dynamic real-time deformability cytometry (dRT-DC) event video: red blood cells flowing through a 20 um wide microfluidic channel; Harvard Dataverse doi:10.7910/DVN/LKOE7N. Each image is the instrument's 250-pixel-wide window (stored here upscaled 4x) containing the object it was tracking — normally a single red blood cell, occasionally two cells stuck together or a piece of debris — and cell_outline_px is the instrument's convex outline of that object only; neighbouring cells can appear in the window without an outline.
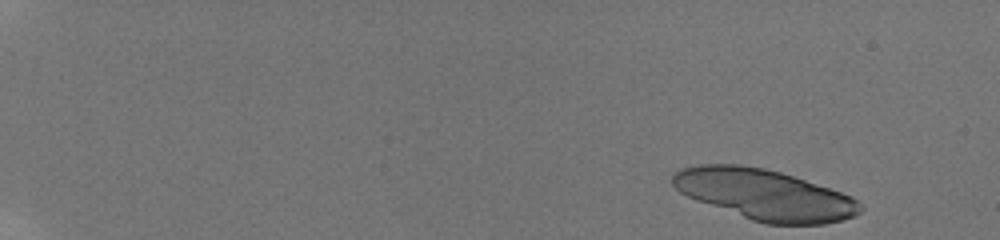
{"species": "human", "species_latin": "Homo sapiens", "temperature_condition": "room temperature", "stored_images_in_passage": 19, "camera_frame_rate_fps": 3000, "um_per_image_px": 0.085, "donor": {"sex": "male"}, "frame": {"image": 1, "passage_image": 1, "time_ms": 0.0, "image_size_px": [1000, 240], "cell_outline_px": [[864, 208], [856, 216], [844, 220], [824, 224], [764, 224], [752, 220], [688, 196], [680, 192], [672, 184], [672, 176], [680, 168], [700, 164], [740, 164], [764, 168], [780, 172], [852, 196]], "centroid_in_image_um": [65.0, 16.54], "position_along_channel_um": 20.0, "area_um2": 54.85}}